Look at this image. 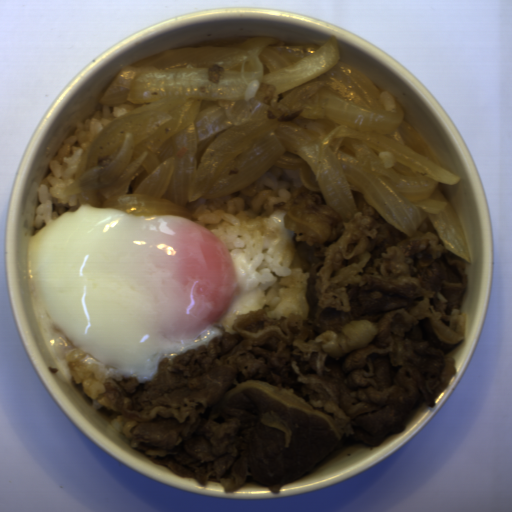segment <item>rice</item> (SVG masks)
Returning <instances> with one entry per match:
<instances>
[{"label": "rice", "instance_id": "1", "mask_svg": "<svg viewBox=\"0 0 512 512\" xmlns=\"http://www.w3.org/2000/svg\"><path fill=\"white\" fill-rule=\"evenodd\" d=\"M308 188L296 169L272 166L242 190L189 202L190 221L218 236L230 251L242 292L263 295L266 317L308 319L310 271L322 249L298 242L284 225Z\"/></svg>", "mask_w": 512, "mask_h": 512}, {"label": "rice", "instance_id": "2", "mask_svg": "<svg viewBox=\"0 0 512 512\" xmlns=\"http://www.w3.org/2000/svg\"><path fill=\"white\" fill-rule=\"evenodd\" d=\"M134 107L128 100L115 105L102 103L91 115L79 120L62 141L47 166L49 173L36 189L39 205L35 209V219L32 222L33 235L65 211L74 212L85 204L82 197L69 194L67 188L75 179L79 165L96 135Z\"/></svg>", "mask_w": 512, "mask_h": 512}, {"label": "rice", "instance_id": "3", "mask_svg": "<svg viewBox=\"0 0 512 512\" xmlns=\"http://www.w3.org/2000/svg\"><path fill=\"white\" fill-rule=\"evenodd\" d=\"M72 383L81 384V389L92 400L95 410L110 409L113 416L111 426L120 434L125 433L127 423L131 420L124 416L112 401L106 390V380H120L114 377V370L86 351L73 349L65 358Z\"/></svg>", "mask_w": 512, "mask_h": 512}]
</instances>
